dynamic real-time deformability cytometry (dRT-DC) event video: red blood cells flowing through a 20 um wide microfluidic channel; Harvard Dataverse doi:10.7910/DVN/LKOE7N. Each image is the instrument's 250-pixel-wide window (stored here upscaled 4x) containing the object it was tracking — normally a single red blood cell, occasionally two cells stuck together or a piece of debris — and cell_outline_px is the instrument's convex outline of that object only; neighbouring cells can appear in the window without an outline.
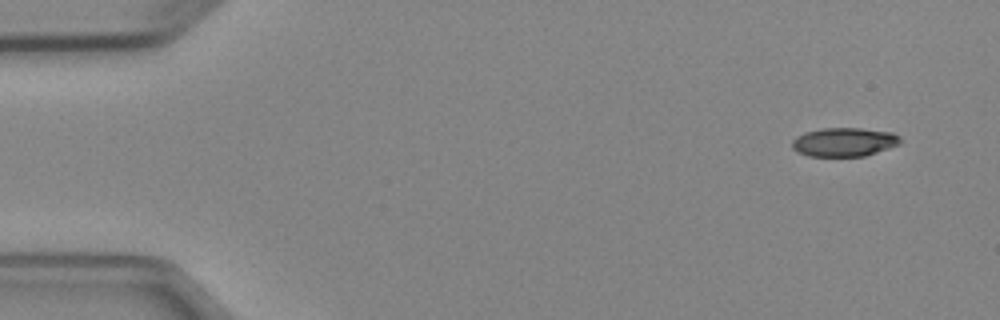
{"species": "Egyptian fruit bat (a non-hibernating species)", "species_latin": "Rousettus aegyptiacus", "temperature_condition": "cold", "stored_images_in_passage": 4, "camera_frame_rate_fps": 3000, "um_per_image_px": 0.085, "animal": {"sex": "female"}, "frame": {"image": 1, "passage_image": 1, "time_ms": 0.0, "image_size_px": [1000, 320], "cell_outline_px": [[900, 144], [864, 156], [808, 156], [796, 152], [792, 148], [792, 140], [796, 136], [804, 132], [824, 128], [860, 128], [892, 132], [900, 136]], "centroid_in_image_um": [71.72, 12.07], "position_along_channel_um": 13.3, "area_um2": 18.21}}
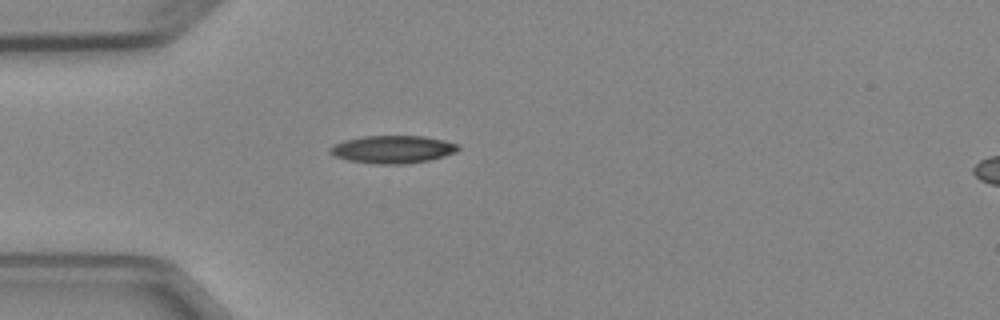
{"frame": {"image": 2, "passage_image": 4, "time_ms": 3.667, "image_size_px": [1000, 320], "cell_outline_px": [[460, 148], [456, 152], [444, 156], [428, 160], [404, 164], [376, 164], [348, 160], [336, 156], [328, 152], [328, 148], [344, 140], [364, 136], [424, 136], [444, 140], [460, 144]], "centroid_in_image_um": [33.4, 12.69], "position_along_channel_um": 51.6, "area_um2": 20.69}}